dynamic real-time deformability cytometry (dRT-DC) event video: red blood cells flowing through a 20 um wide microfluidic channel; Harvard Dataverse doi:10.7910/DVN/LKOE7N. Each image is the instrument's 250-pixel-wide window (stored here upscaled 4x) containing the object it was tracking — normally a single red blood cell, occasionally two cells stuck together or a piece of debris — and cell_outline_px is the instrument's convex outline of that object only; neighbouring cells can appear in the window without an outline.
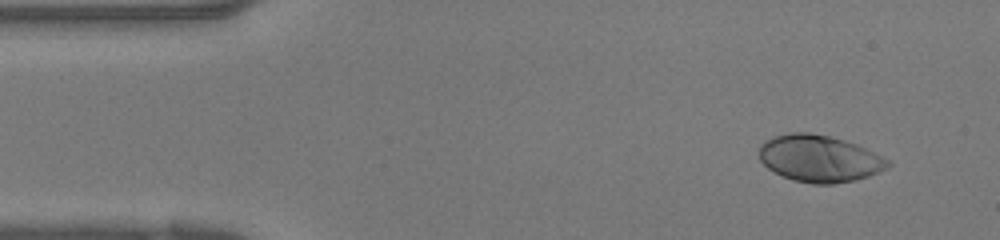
{"species": "human", "species_latin": "Homo sapiens", "temperature_condition": "warm", "stored_images_in_passage": 38, "camera_frame_rate_fps": 3000, "um_per_image_px": 0.085, "donor": {"sex": "female"}, "frame": {"image": 1, "passage_image": 2, "time_ms": 0.333, "image_size_px": [1000, 240], "cell_outline_px": [[892, 164], [888, 168], [868, 176], [856, 180], [832, 184], [812, 184], [792, 180], [768, 168], [760, 160], [756, 152], [760, 144], [764, 140], [772, 136], [792, 132], [808, 132], [828, 136], [844, 140], [856, 144], [888, 160]], "centroid_in_image_um": [69.59, 13.47], "position_along_channel_um": 15.4, "area_um2": 35.26}}
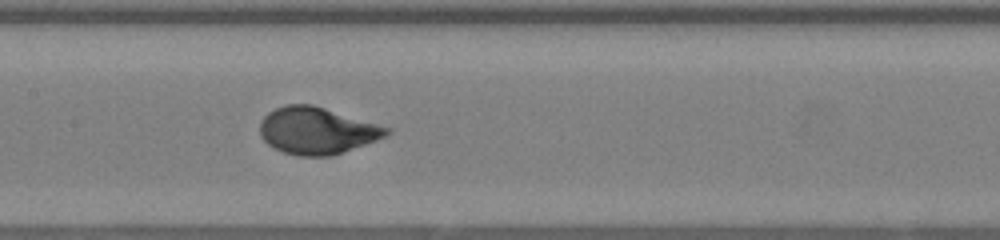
{"frame": {"image": 2, "passage_image": 17, "time_ms": 5.333, "image_size_px": [1000, 240], "cell_outline_px": [[392, 132], [388, 136], [332, 156], [296, 156], [272, 148], [260, 136], [260, 120], [268, 112], [276, 108], [288, 104], [312, 104], [392, 128]], "centroid_in_image_um": [26.95, 11.11], "position_along_channel_um": 180.5, "area_um2": 34.85}}
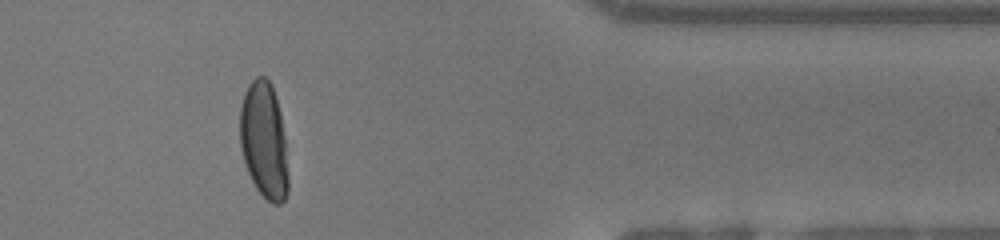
{"frame": {"image": 3, "passage_image": 31, "time_ms": 10.0, "image_size_px": [1000, 240], "cell_outline_px": [[288, 192], [284, 200], [280, 204], [272, 204], [256, 188], [248, 172], [240, 148], [240, 108], [244, 92], [248, 84], [256, 76], [264, 76], [272, 84], [276, 96], [280, 112], [284, 136], [288, 176]], "centroid_in_image_um": [22.43, 11.92], "position_along_channel_um": 389.0, "area_um2": 32.83}}